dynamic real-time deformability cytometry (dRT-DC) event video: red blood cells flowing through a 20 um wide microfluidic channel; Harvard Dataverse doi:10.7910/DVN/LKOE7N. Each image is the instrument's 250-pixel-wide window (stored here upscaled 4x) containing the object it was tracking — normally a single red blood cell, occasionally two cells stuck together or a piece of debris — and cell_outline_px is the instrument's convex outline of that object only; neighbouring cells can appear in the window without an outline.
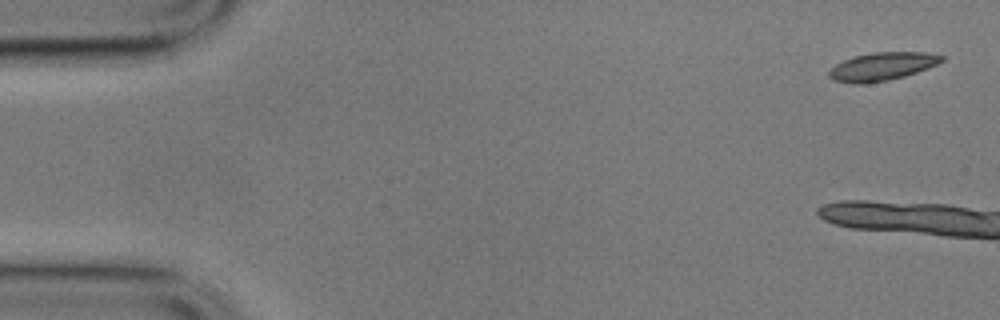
{"species": "common noctule bat (a hibernating species)", "species_latin": "Nyctalus noctula", "temperature_condition": "cold", "stored_images_in_passage": 6, "camera_frame_rate_fps": 3000, "um_per_image_px": 0.085, "animal": {"sex": "male", "body_mass_g": 17.9}, "frame": {"image": 1, "passage_image": 1, "time_ms": 0.0, "image_size_px": [1000, 320], "cell_outline_px": [[944, 60], [928, 68], [904, 76], [888, 80], [864, 84], [856, 84], [832, 80], [828, 76], [828, 72], [836, 64], [844, 60], [856, 56], [876, 52], [924, 52], [944, 56]], "centroid_in_image_um": [74.97, 5.66], "position_along_channel_um": 10.0, "area_um2": 18.26}}